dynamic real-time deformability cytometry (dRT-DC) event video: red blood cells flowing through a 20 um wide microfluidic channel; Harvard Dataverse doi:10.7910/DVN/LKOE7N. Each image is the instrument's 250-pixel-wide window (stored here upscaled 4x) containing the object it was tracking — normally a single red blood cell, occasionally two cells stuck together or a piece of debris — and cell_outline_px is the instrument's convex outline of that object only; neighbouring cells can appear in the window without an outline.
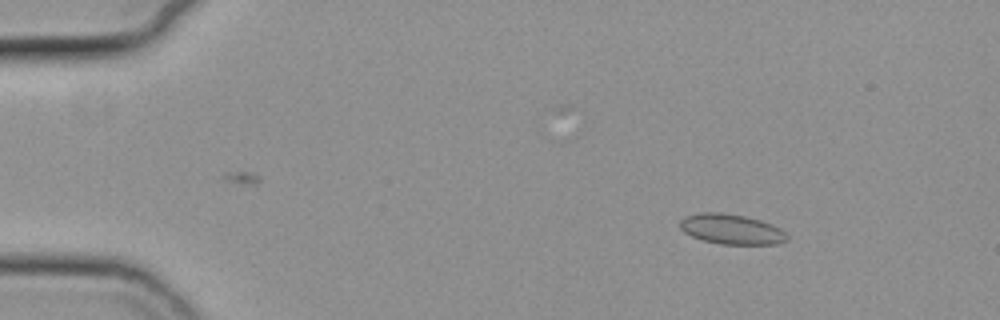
{"species": "common noctule bat (a hibernating species)", "species_latin": "Nyctalus noctula", "temperature_condition": "cold", "stored_images_in_passage": 48, "camera_frame_rate_fps": 3000, "um_per_image_px": 0.085, "animal": {"sex": "female", "body_mass_g": 19.3, "forearm_length_mm": 54.1}, "frame": {"image": 1, "passage_image": 8, "time_ms": 2.333, "image_size_px": [1000, 320], "cell_outline_px": [[788, 240], [776, 244], [720, 244], [704, 240], [692, 236], [684, 232], [680, 228], [680, 220], [684, 216], [700, 212], [724, 212], [744, 216], [760, 220], [772, 224], [780, 228], [788, 236]], "centroid_in_image_um": [62.16, 19.47], "position_along_channel_um": 22.8, "area_um2": 18.84}}
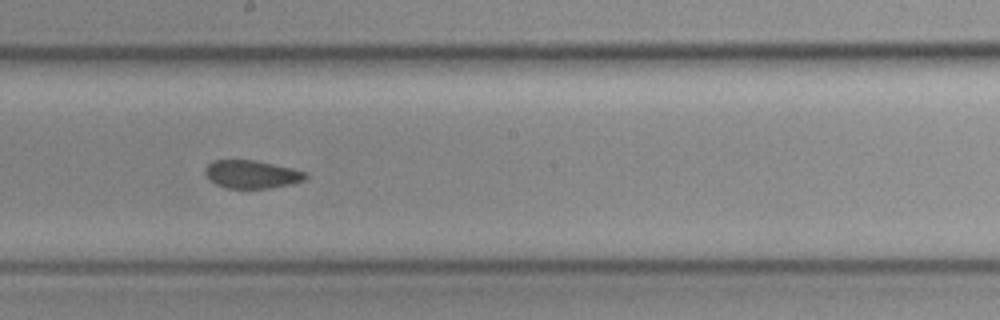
{"frame": {"image": 2, "passage_image": 32, "time_ms": 10.333, "image_size_px": [1000, 320], "cell_outline_px": [[308, 176], [304, 180], [292, 184], [268, 188], [228, 188], [216, 184], [208, 180], [204, 172], [204, 168], [212, 160], [256, 160], [292, 168], [304, 172]], "centroid_in_image_um": [21.36, 14.81], "position_along_channel_um": 226.8, "area_um2": 16.47}}
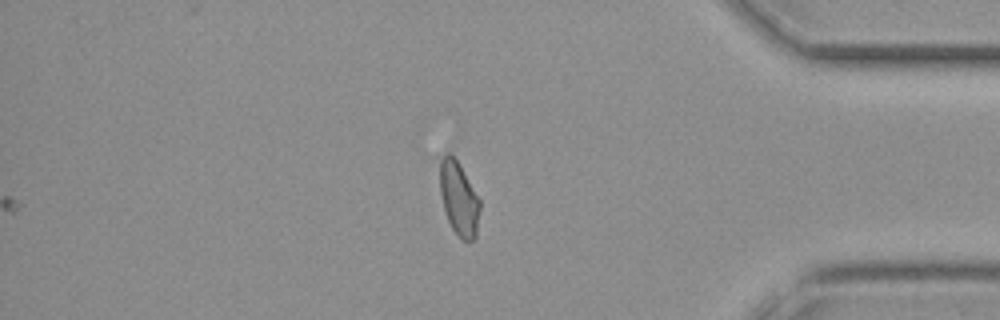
{"frame": {"image": 3, "passage_image": 48, "time_ms": 15.667, "image_size_px": [1000, 320], "cell_outline_px": [[480, 208], [476, 236], [472, 240], [464, 240], [452, 228], [444, 212], [440, 192], [440, 160], [448, 152], [456, 160], [480, 200]], "centroid_in_image_um": [38.99, 16.9], "position_along_channel_um": 396.2, "area_um2": 16.76}, "authors_computed_cell_mechanics": {"area_um2": 17.7157, "velocity_mm_per_s": 3.7113, "shape_relaxation_time_tau1_ms": null, "shape_relaxation_time_tau2_ms": 2.0132, "deformation_change_tau1": null, "deformation_change_tau2": 0.0717}}